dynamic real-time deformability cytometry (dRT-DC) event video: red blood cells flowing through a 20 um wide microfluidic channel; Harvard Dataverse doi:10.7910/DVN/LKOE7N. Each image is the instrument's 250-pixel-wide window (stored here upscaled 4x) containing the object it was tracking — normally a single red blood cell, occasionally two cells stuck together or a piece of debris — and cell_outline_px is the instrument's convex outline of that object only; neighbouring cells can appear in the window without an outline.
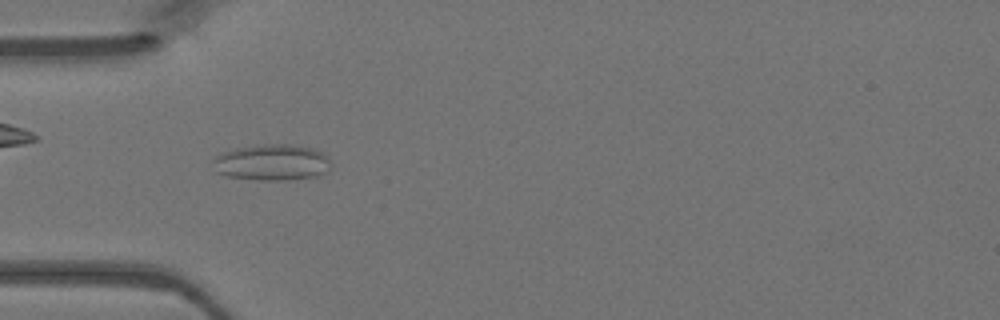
{"species": "Egyptian fruit bat (a non-hibernating species)", "species_latin": "Rousettus aegyptiacus", "temperature_condition": "warm", "stored_images_in_passage": 45, "segment_of_instrument_passage": [1, 2], "camera_frame_rate_fps": 3000, "um_per_image_px": 0.085, "animal": {"sex": "female"}, "frame": {"image": 1, "passage_image": 12, "time_ms": 3.667, "image_size_px": [1000, 320], "cell_outline_px": [[328, 172], [320, 176], [284, 180], [260, 180], [224, 176], [216, 172], [212, 160], [216, 156], [224, 152], [236, 148], [264, 144], [288, 144], [316, 148], [324, 152], [328, 160]], "centroid_in_image_um": [23.12, 13.81], "position_along_channel_um": 61.9, "area_um2": 25.03}}
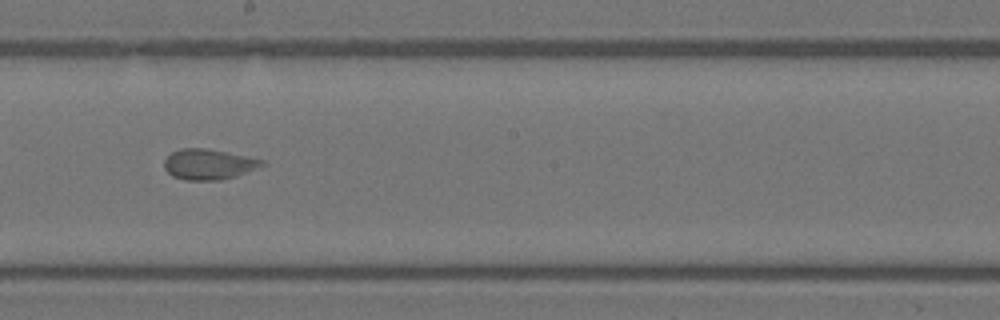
{"frame": {"image": 2, "passage_image": 24, "time_ms": 7.667, "image_size_px": [1000, 320], "cell_outline_px": [[264, 164], [256, 168], [236, 176], [220, 180], [184, 180], [172, 176], [164, 168], [164, 160], [172, 152], [180, 148], [204, 148], [264, 160]], "centroid_in_image_um": [17.67, 13.97], "position_along_channel_um": 230.5, "area_um2": 17.11}}
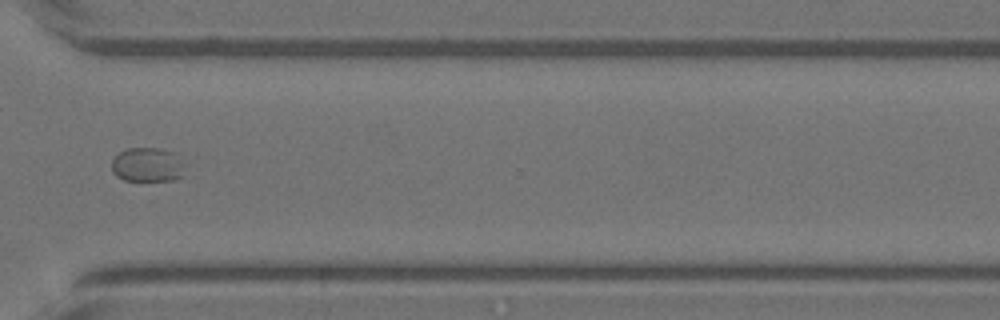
{"frame": {"image": 3, "passage_image": 33, "time_ms": 10.667, "image_size_px": [1000, 320], "cell_outline_px": [[184, 176], [176, 180], [124, 180], [116, 176], [112, 172], [112, 160], [124, 148], [160, 148], [176, 152], [184, 164]], "centroid_in_image_um": [12.57, 14.0], "position_along_channel_um": 358.0, "area_um2": 14.91}}